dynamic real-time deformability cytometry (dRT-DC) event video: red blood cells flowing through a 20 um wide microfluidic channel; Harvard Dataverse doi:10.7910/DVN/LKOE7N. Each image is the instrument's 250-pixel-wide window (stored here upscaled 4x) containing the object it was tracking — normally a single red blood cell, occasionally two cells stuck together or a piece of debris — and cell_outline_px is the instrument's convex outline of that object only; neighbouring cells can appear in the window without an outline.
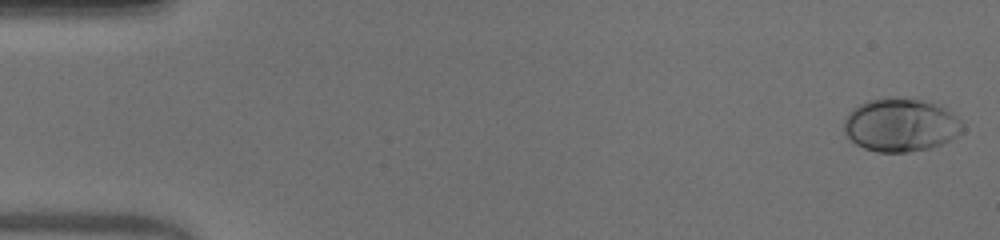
{"species": "human", "species_latin": "Homo sapiens", "temperature_condition": "warm", "stored_images_in_passage": 52, "camera_frame_rate_fps": 3000, "um_per_image_px": 0.085, "donor": {"sex": "male"}, "frame": {"image": 1, "passage_image": 1, "time_ms": 0.0, "image_size_px": [1000, 240], "cell_outline_px": [[964, 132], [932, 148], [908, 152], [876, 152], [864, 148], [856, 144], [844, 132], [844, 120], [848, 112], [852, 108], [868, 100], [888, 96], [892, 96], [920, 100], [944, 108], [956, 116], [964, 124]], "centroid_in_image_um": [76.54, 10.62], "position_along_channel_um": 8.5, "area_um2": 36.93}}
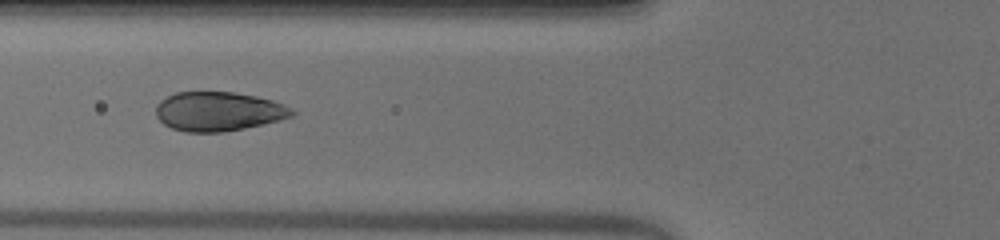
{"frame": {"image": 2, "passage_image": 20, "time_ms": 6.333, "image_size_px": [1000, 240], "cell_outline_px": [[296, 112], [292, 116], [280, 120], [244, 128], [224, 132], [184, 132], [172, 128], [164, 124], [156, 116], [156, 104], [160, 100], [176, 92], [232, 92], [256, 96], [272, 100], [284, 104], [292, 108]], "centroid_in_image_um": [18.57, 9.47], "position_along_channel_um": 107.2, "area_um2": 31.15}}
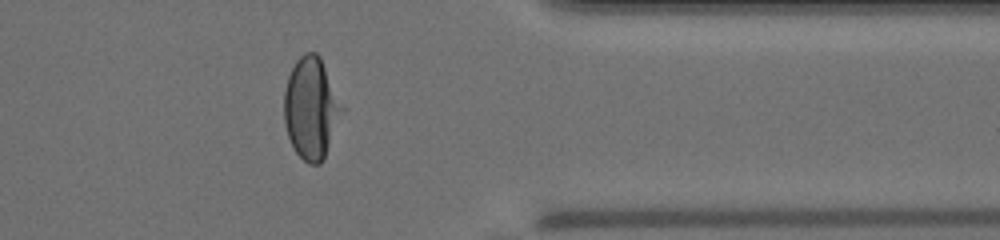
{"frame": {"image": 3, "passage_image": 42, "time_ms": 13.667, "image_size_px": [1000, 240], "cell_outline_px": [[344, 112], [324, 156], [320, 164], [308, 164], [296, 152], [288, 136], [284, 124], [284, 92], [288, 76], [296, 60], [304, 52], [316, 52], [320, 56], [344, 108]], "centroid_in_image_um": [26.44, 9.18], "position_along_channel_um": 385.0, "area_um2": 34.1}, "authors_computed_cell_mechanics": {"area_um2": 33.524, "velocity_mm_per_s": 3.9608, "shape_relaxation_time_tau1_ms": 3.9623, "shape_relaxation_time_tau2_ms": null, "deformation_change_tau1": 0.207, "deformation_change_tau2": null}}